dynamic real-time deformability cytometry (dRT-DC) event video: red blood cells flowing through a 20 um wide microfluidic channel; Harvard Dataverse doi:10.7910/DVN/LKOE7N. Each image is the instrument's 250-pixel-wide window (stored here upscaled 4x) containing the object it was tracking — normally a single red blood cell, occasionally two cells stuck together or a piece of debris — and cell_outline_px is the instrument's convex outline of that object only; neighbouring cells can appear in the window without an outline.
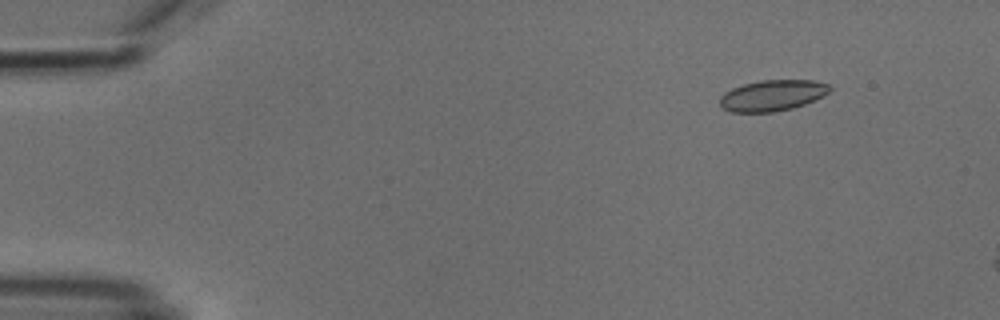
{"species": "common noctule bat (a hibernating species)", "species_latin": "Nyctalus noctula", "temperature_condition": "cold", "stored_images_in_passage": 4, "camera_frame_rate_fps": 3000, "um_per_image_px": 0.085, "animal": {"sex": "male", "body_mass_g": 18.8}, "frame": {"image": 1, "passage_image": 2, "time_ms": 1.333, "image_size_px": [1000, 320], "cell_outline_px": [[832, 88], [824, 96], [804, 104], [792, 108], [772, 112], [732, 112], [720, 108], [720, 96], [724, 92], [732, 88], [744, 84], [760, 80], [816, 80], [828, 84]], "centroid_in_image_um": [65.64, 8.11], "position_along_channel_um": 19.4, "area_um2": 19.94}}